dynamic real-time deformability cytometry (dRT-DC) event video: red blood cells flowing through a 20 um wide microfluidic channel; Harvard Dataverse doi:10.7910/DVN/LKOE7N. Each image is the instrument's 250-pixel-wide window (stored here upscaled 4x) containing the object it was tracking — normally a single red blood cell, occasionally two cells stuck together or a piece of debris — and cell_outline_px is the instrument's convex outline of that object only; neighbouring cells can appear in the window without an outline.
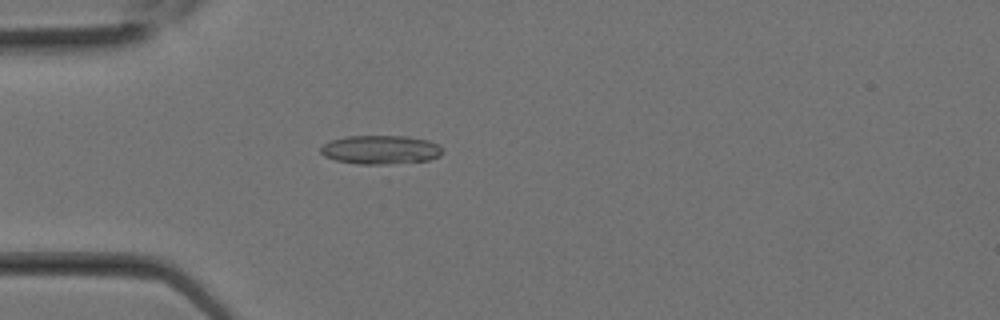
{"species": "Egyptian fruit bat (a non-hibernating species)", "species_latin": "Rousettus aegyptiacus", "temperature_condition": "room temperature", "stored_images_in_passage": 10, "camera_frame_rate_fps": 3000, "um_per_image_px": 0.085, "animal": {"sex": "female"}, "frame": {"image": 1, "passage_image": 3, "time_ms": 0.667, "image_size_px": [1000, 320], "cell_outline_px": [[444, 152], [440, 156], [428, 160], [388, 164], [360, 164], [336, 160], [324, 156], [320, 152], [320, 148], [324, 144], [332, 140], [348, 136], [404, 136], [428, 140], [440, 144], [444, 148]], "centroid_in_image_um": [32.4, 12.72], "position_along_channel_um": 52.6, "area_um2": 20.52}}
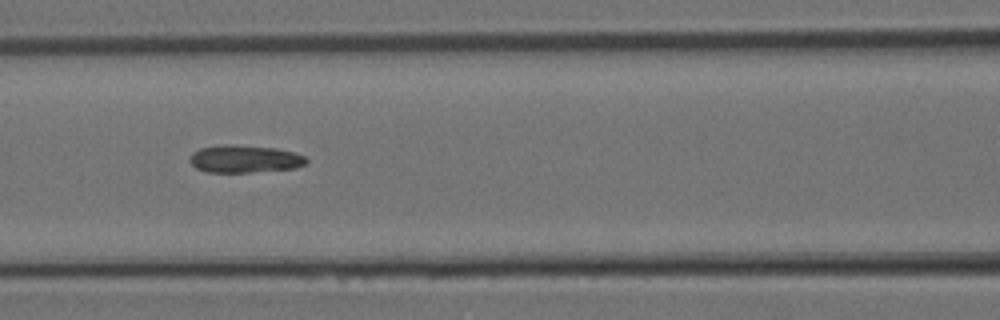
{"frame": {"image": 2, "passage_image": 7, "time_ms": 2.0, "image_size_px": [1000, 320], "cell_outline_px": [[308, 160], [304, 164], [296, 168], [252, 172], [208, 172], [196, 168], [188, 160], [188, 156], [192, 152], [200, 148], [276, 148], [296, 152], [304, 156]], "centroid_in_image_um": [20.83, 13.57], "position_along_channel_um": 145.8, "area_um2": 17.69}}
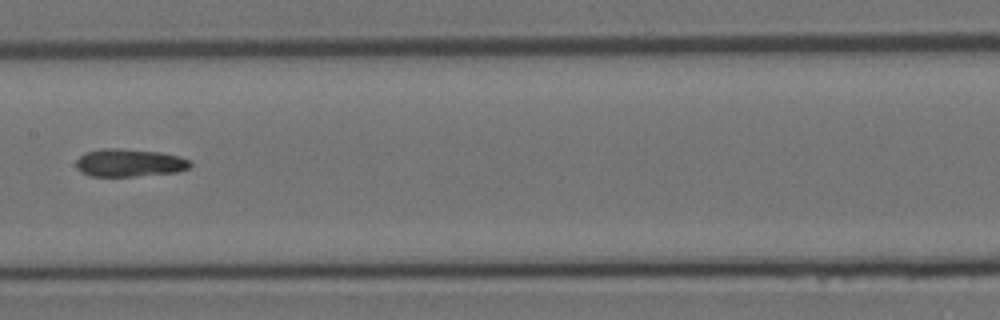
{"frame": {"image": 3, "passage_image": 9, "time_ms": 2.667, "image_size_px": [1000, 320], "cell_outline_px": [[192, 164], [188, 168], [176, 172], [132, 176], [92, 176], [76, 168], [76, 160], [84, 152], [104, 148], [116, 148], [160, 152], [180, 156], [192, 160]], "centroid_in_image_um": [11.01, 13.82], "position_along_channel_um": 196.4, "area_um2": 18.44}}